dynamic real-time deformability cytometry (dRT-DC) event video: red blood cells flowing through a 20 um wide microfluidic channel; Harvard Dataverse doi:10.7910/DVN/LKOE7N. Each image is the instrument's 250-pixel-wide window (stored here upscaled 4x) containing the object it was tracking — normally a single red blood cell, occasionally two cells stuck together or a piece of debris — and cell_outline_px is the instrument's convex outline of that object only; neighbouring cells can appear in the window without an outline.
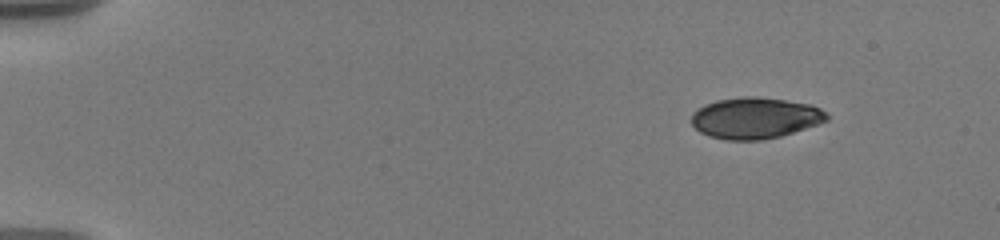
{"species": "human", "species_latin": "Homo sapiens", "temperature_condition": "warm", "stored_images_in_passage": 42, "camera_frame_rate_fps": 3000, "um_per_image_px": 0.085, "donor": {"sex": "male"}, "frame": {"image": 1, "passage_image": 1, "time_ms": 0.0, "image_size_px": [1000, 240], "cell_outline_px": [[828, 120], [780, 136], [760, 140], [724, 140], [708, 136], [700, 132], [692, 124], [692, 112], [704, 104], [716, 100], [744, 96], [756, 96], [812, 104], [828, 112]], "centroid_in_image_um": [64.16, 10.02], "position_along_channel_um": 20.8, "area_um2": 32.54}}
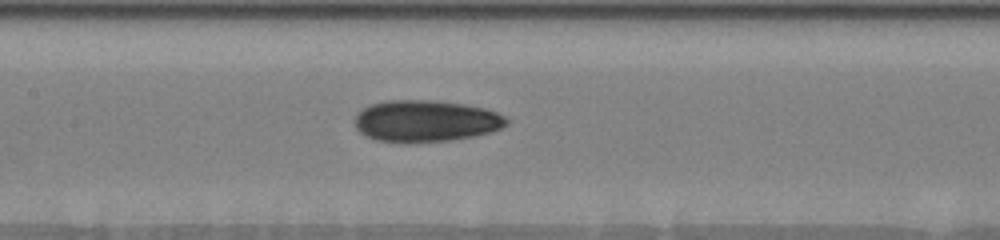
{"frame": {"image": 2, "passage_image": 15, "time_ms": 7.333, "image_size_px": [1000, 240], "cell_outline_px": [[508, 124], [492, 132], [452, 140], [408, 144], [400, 144], [376, 140], [360, 132], [356, 128], [352, 120], [360, 108], [368, 104], [388, 100], [432, 100], [464, 104], [484, 108], [496, 112], [504, 116], [508, 120]], "centroid_in_image_um": [36.12, 10.3], "position_along_channel_um": 171.3, "area_um2": 37.57}}
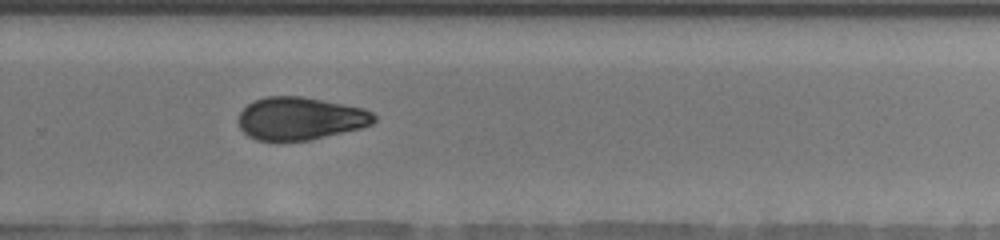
{"frame": {"image": 3, "passage_image": 26, "time_ms": 11.0, "image_size_px": [1000, 240], "cell_outline_px": [[376, 120], [372, 124], [364, 128], [308, 140], [256, 140], [248, 136], [240, 128], [236, 120], [240, 112], [252, 100], [268, 96], [300, 96], [324, 100], [364, 108], [372, 112], [376, 116]], "centroid_in_image_um": [25.52, 10.06], "position_along_channel_um": 304.3, "area_um2": 34.04}, "authors_computed_cell_mechanics": {"area_um2": 34.3332, "velocity_mm_per_s": 3.6395, "shape_relaxation_time_tau1_ms": 5.5232, "shape_relaxation_time_tau2_ms": 9.9026, "deformation_change_tau1": 0.142, "deformation_change_tau2": 0.1409}}